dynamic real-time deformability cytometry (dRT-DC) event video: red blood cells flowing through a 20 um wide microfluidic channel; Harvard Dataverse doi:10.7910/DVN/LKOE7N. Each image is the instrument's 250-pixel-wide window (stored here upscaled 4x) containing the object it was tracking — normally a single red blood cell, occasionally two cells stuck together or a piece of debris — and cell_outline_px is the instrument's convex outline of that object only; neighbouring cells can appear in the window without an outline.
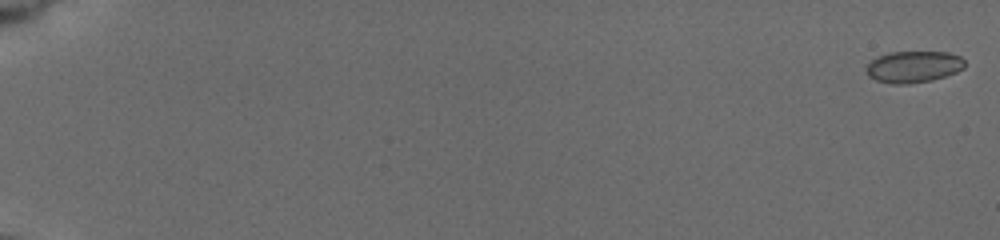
{"species": "common noctule bat (a hibernating species)", "species_latin": "Nyctalus noctula", "temperature_condition": "cold", "stored_images_in_passage": 34, "camera_frame_rate_fps": 3000, "um_per_image_px": 0.085, "animal": {"sex": "female", "body_mass_g": 19.5, "forearm_length_mm": 54.1}, "frame": {"image": 1, "passage_image": 1, "time_ms": 0.0, "image_size_px": [1000, 240], "cell_outline_px": [[964, 68], [956, 72], [932, 80], [908, 84], [892, 84], [876, 80], [868, 76], [868, 64], [872, 60], [888, 52], [948, 52], [960, 56], [964, 60]], "centroid_in_image_um": [77.67, 5.67], "position_along_channel_um": 7.3, "area_um2": 17.98}}
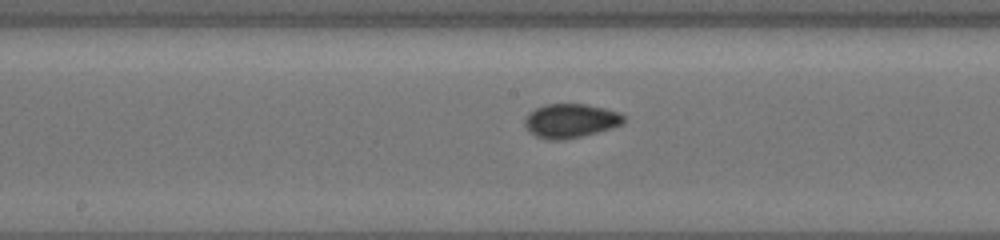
{"frame": {"image": 2, "passage_image": 20, "time_ms": 10.667, "image_size_px": [1000, 240], "cell_outline_px": [[624, 120], [620, 124], [612, 128], [564, 140], [548, 140], [536, 136], [524, 124], [524, 120], [528, 112], [536, 108], [548, 104], [588, 104], [620, 112], [624, 116]], "centroid_in_image_um": [48.49, 10.26], "position_along_channel_um": 199.7, "area_um2": 19.48}}
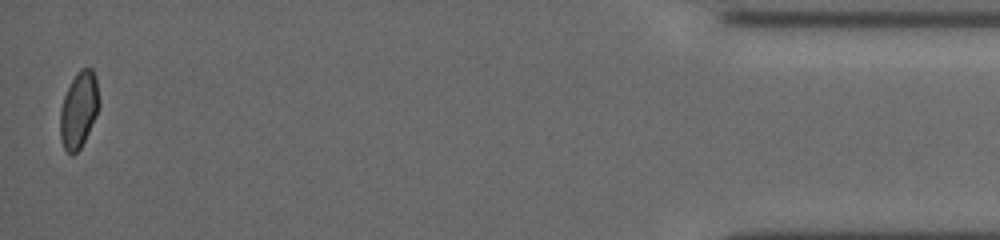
{"frame": {"image": 3, "passage_image": 34, "time_ms": 18.667, "image_size_px": [1000, 240], "cell_outline_px": [[100, 104], [96, 116], [80, 148], [72, 156], [64, 148], [60, 140], [60, 108], [64, 96], [76, 72], [80, 68], [92, 68], [96, 76], [100, 100]], "centroid_in_image_um": [6.7, 9.31], "position_along_channel_um": 428.5, "area_um2": 17.4}, "authors_computed_cell_mechanics": {"area_um2": 18.1203, "velocity_mm_per_s": 3.7648, "shape_relaxation_time_tau1_ms": null, "shape_relaxation_time_tau2_ms": 0.6428, "deformation_change_tau1": null, "deformation_change_tau2": 0.0436}}